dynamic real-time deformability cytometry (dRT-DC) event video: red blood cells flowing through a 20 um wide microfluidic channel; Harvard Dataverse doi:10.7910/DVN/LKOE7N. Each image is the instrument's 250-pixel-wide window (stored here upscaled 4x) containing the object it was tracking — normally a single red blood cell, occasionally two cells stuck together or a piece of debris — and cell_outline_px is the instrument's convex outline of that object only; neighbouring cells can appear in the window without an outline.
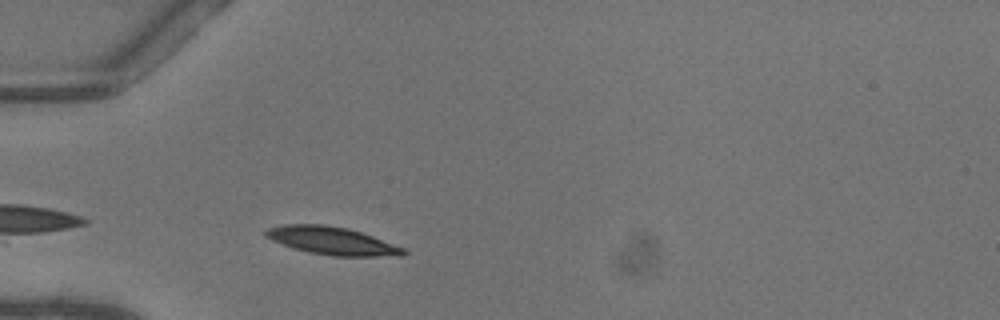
{"species": "common noctule bat (a hibernating species)", "species_latin": "Nyctalus noctula", "temperature_condition": "warm", "stored_images_in_passage": 36, "camera_frame_rate_fps": 3000, "um_per_image_px": 0.085, "animal": {"sex": "female"}, "frame": {"image": 1, "passage_image": 2, "time_ms": 0.333, "image_size_px": [1000, 320], "cell_outline_px": [[408, 252], [404, 256], [332, 256], [308, 252], [292, 248], [272, 240], [264, 236], [264, 232], [268, 228], [284, 224], [324, 224], [348, 228], [372, 236], [404, 248]], "centroid_in_image_um": [28.21, 20.47], "position_along_channel_um": 56.8, "area_um2": 22.37}}
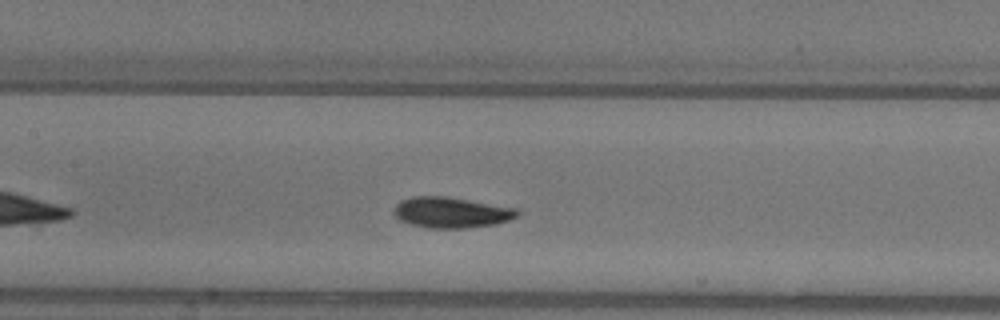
{"frame": {"image": 2, "passage_image": 11, "time_ms": 3.333, "image_size_px": [1000, 320], "cell_outline_px": [[520, 212], [516, 216], [508, 220], [496, 224], [468, 228], [428, 228], [412, 224], [400, 220], [396, 216], [392, 208], [400, 200], [412, 196], [448, 196], [516, 208]], "centroid_in_image_um": [38.33, 18.05], "position_along_channel_um": 169.1, "area_um2": 22.2}}
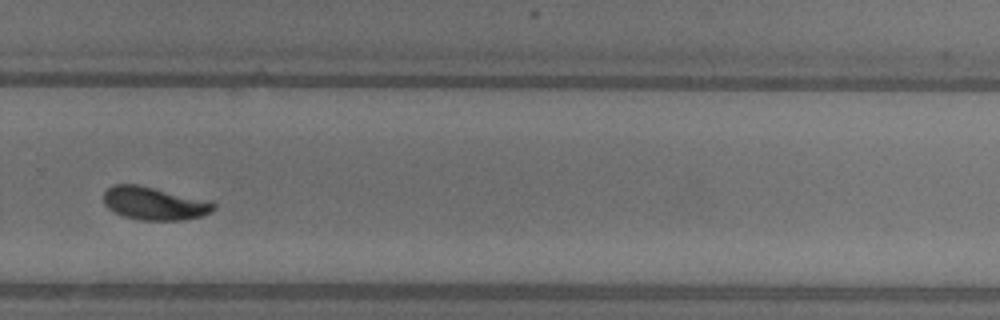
{"frame": {"image": 3, "passage_image": 22, "time_ms": 7.0, "image_size_px": [1000, 320], "cell_outline_px": [[216, 208], [212, 212], [200, 216], [184, 220], [140, 220], [124, 216], [108, 208], [104, 204], [104, 192], [112, 184], [136, 184], [216, 204]], "centroid_in_image_um": [13.04, 17.31], "position_along_channel_um": 316.8, "area_um2": 20.52}, "authors_computed_cell_mechanics": {"area_um2": 21.1259, "velocity_mm_per_s": 4.0395, "shape_relaxation_time_tau1_ms": 2.4371, "shape_relaxation_time_tau2_ms": 1.368, "deformation_change_tau1": 0.1158, "deformation_change_tau2": 0.0442}}